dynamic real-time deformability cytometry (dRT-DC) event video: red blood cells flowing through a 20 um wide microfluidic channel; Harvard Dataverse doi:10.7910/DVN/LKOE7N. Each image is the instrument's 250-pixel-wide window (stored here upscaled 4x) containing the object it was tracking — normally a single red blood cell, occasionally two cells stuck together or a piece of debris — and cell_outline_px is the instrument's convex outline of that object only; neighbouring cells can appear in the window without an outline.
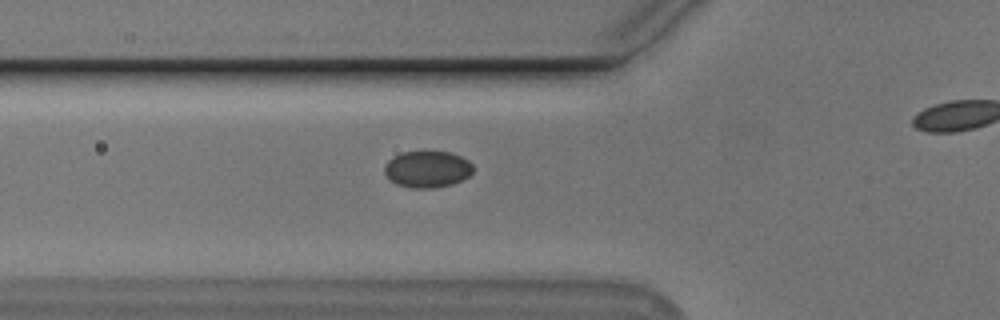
{"species": "Egyptian fruit bat (a non-hibernating species)", "species_latin": "Rousettus aegyptiacus", "temperature_condition": "cold", "stored_images_in_passage": 34, "camera_frame_rate_fps": 3000, "um_per_image_px": 0.085, "animal": {"sex": "male"}, "frame": {"image": 1, "passage_image": 9, "time_ms": 2.667, "image_size_px": [1000, 320], "cell_outline_px": [[472, 172], [468, 176], [452, 184], [432, 188], [412, 188], [396, 184], [384, 172], [384, 164], [392, 156], [400, 152], [448, 152], [460, 156], [468, 160], [472, 164]], "centroid_in_image_um": [36.29, 14.38], "position_along_channel_um": 89.5, "area_um2": 18.79}}
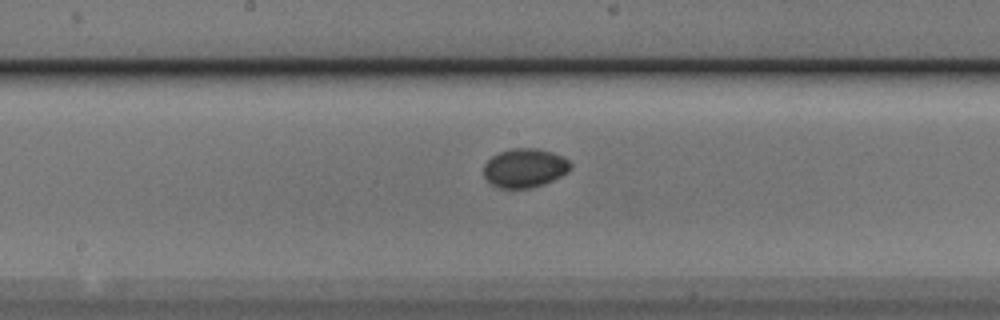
{"frame": {"image": 2, "passage_image": 18, "time_ms": 5.667, "image_size_px": [1000, 320], "cell_outline_px": [[572, 168], [568, 172], [544, 184], [532, 188], [500, 188], [492, 184], [484, 176], [484, 164], [492, 156], [500, 152], [512, 148], [536, 148], [552, 152], [568, 160], [572, 164]], "centroid_in_image_um": [44.61, 14.28], "position_along_channel_um": 203.6, "area_um2": 19.65}}
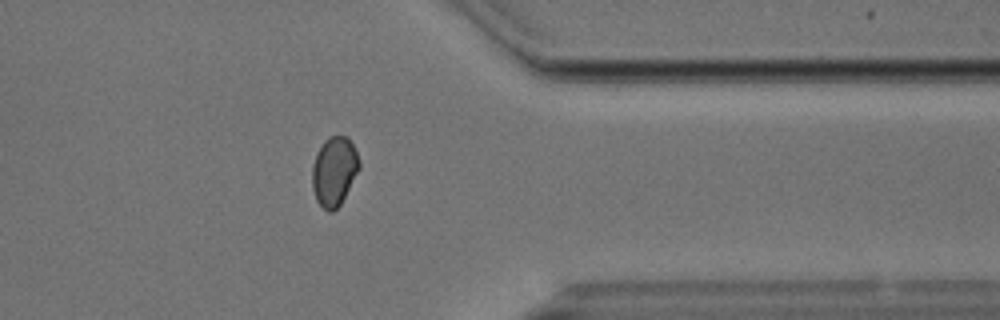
{"frame": {"image": 3, "passage_image": 33, "time_ms": 10.667, "image_size_px": [1000, 320], "cell_outline_px": [[360, 168], [340, 204], [332, 212], [328, 212], [316, 200], [312, 188], [312, 164], [316, 152], [324, 140], [328, 136], [348, 136], [356, 152], [360, 164]], "centroid_in_image_um": [28.38, 14.53], "position_along_channel_um": 383.0, "area_um2": 18.96}}